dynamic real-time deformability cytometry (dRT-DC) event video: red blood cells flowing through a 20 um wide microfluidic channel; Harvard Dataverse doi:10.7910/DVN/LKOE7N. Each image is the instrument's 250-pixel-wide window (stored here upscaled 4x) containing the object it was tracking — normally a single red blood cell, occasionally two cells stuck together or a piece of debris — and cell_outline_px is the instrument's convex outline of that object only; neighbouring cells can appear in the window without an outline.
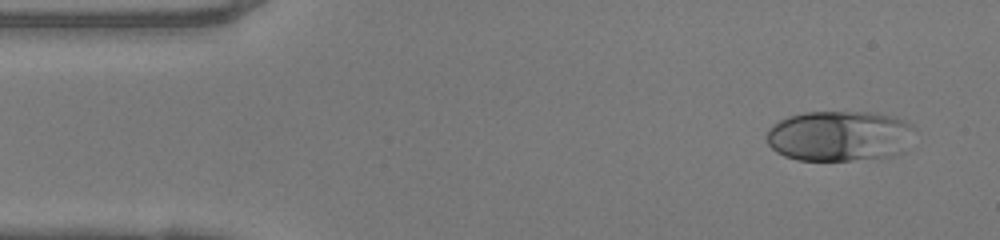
{"species": "human", "species_latin": "Homo sapiens", "temperature_condition": "warm", "stored_images_in_passage": 46, "camera_frame_rate_fps": 3000, "um_per_image_px": 0.085, "donor": {"sex": "female"}, "frame": {"image": 1, "passage_image": 1, "time_ms": 0.0, "image_size_px": [1000, 240], "cell_outline_px": [[916, 128], [904, 152], [892, 156], [852, 160], [796, 160], [784, 156], [776, 152], [768, 144], [768, 128], [772, 124], [788, 116], [804, 112], [876, 112], [892, 116], [904, 120], [912, 124]], "centroid_in_image_um": [71.38, 11.55], "position_along_channel_um": 13.6, "area_um2": 43.99}}
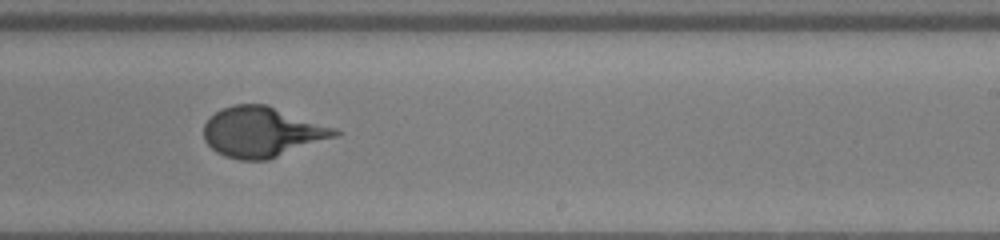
{"frame": {"image": 2, "passage_image": 26, "time_ms": 8.333, "image_size_px": [1000, 240], "cell_outline_px": [[340, 136], [268, 160], [240, 160], [224, 156], [216, 152], [204, 140], [204, 124], [216, 112], [232, 104], [264, 104], [336, 128], [340, 132]], "centroid_in_image_um": [22.3, 11.24], "position_along_channel_um": 266.7, "area_um2": 38.32}}
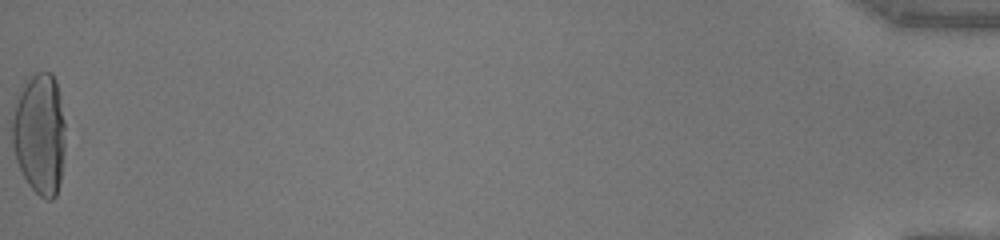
{"frame": {"image": 3, "passage_image": 46, "time_ms": 15.0, "image_size_px": [1000, 240], "cell_outline_px": [[64, 152], [60, 180], [56, 196], [52, 200], [48, 200], [40, 196], [28, 184], [16, 160], [12, 144], [12, 116], [16, 100], [24, 84], [36, 72], [52, 72], [56, 80], [60, 96], [64, 120]], "centroid_in_image_um": [3.37, 11.38], "position_along_channel_um": 431.8, "area_um2": 37.57}, "authors_computed_cell_mechanics": {"area_um2": 38.148, "velocity_mm_per_s": 4.1604, "shape_relaxation_time_tau1_ms": 5.0622, "shape_relaxation_time_tau2_ms": null, "deformation_change_tau1": 0.2553, "deformation_change_tau2": null}}